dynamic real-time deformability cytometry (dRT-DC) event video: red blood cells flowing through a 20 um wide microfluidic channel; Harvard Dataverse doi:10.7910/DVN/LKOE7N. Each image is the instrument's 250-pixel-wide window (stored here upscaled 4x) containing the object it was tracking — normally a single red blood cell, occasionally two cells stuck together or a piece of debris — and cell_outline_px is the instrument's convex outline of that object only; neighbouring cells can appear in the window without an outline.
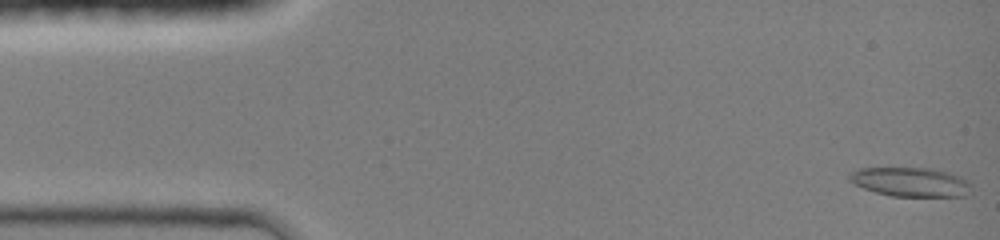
{"species": "common noctule bat (a hibernating species)", "species_latin": "Nyctalus noctula", "temperature_condition": "room temperature", "stored_images_in_passage": 24, "camera_frame_rate_fps": 3000, "um_per_image_px": 0.085, "animal": {"sex": "female", "body_mass_g": 19.0, "forearm_length_mm": 51.5}, "frame": {"image": 1, "passage_image": 1, "time_ms": 0.0, "image_size_px": [1000, 240], "cell_outline_px": [[972, 184], [968, 196], [892, 196], [876, 192], [864, 188], [848, 180], [848, 172], [860, 168], [932, 168], [948, 172], [960, 176], [968, 180]], "centroid_in_image_um": [77.42, 15.46], "position_along_channel_um": 7.6, "area_um2": 20.87}}
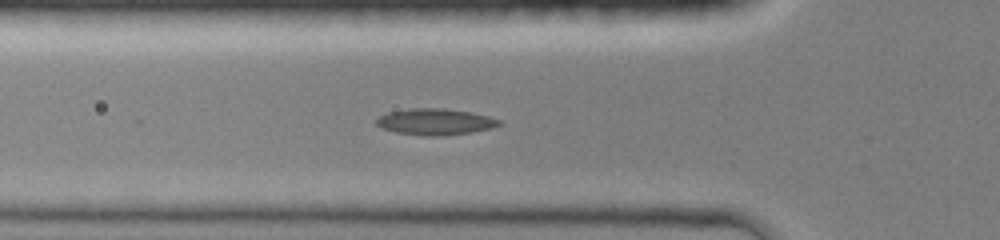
{"frame": {"image": 2, "passage_image": 15, "time_ms": 4.667, "image_size_px": [1000, 240], "cell_outline_px": [[500, 124], [492, 128], [472, 132], [436, 136], [424, 136], [396, 132], [380, 128], [376, 124], [376, 120], [380, 116], [388, 112], [412, 108], [444, 108], [468, 112], [488, 116], [500, 120]], "centroid_in_image_um": [36.96, 10.35], "position_along_channel_um": 88.8, "area_um2": 18.67}}
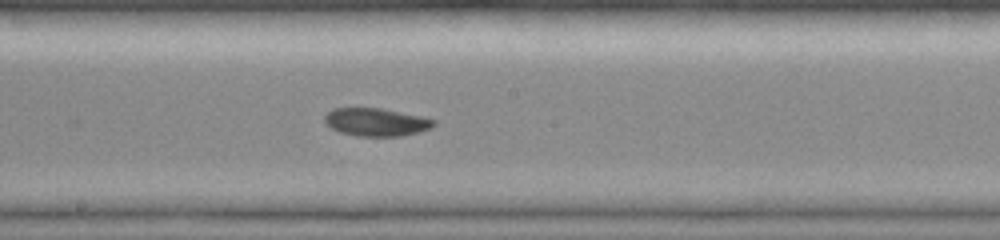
{"frame": {"image": 3, "passage_image": 24, "time_ms": 7.667, "image_size_px": [1000, 240], "cell_outline_px": [[436, 124], [432, 128], [400, 136], [356, 136], [340, 132], [324, 124], [324, 116], [332, 108], [380, 108], [420, 116], [436, 120]], "centroid_in_image_um": [31.94, 10.38], "position_along_channel_um": 216.3, "area_um2": 17.74}}